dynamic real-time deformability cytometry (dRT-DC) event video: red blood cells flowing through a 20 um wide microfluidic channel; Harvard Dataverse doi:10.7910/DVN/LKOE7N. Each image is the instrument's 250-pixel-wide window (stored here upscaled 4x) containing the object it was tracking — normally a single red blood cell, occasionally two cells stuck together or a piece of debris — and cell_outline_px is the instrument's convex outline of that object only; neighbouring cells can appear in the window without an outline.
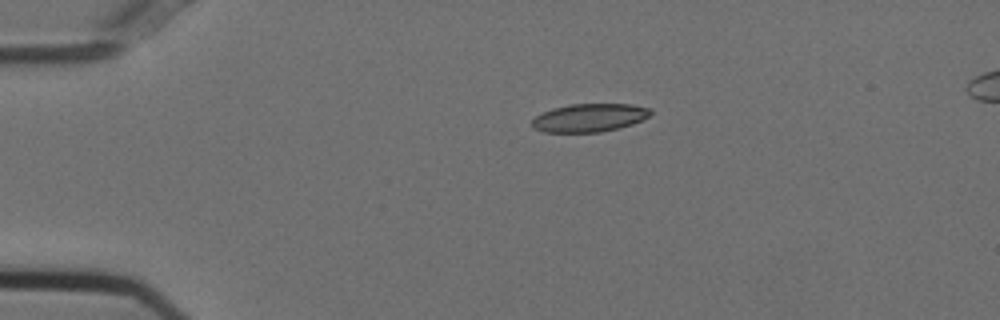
{"species": "Egyptian fruit bat (a non-hibernating species)", "species_latin": "Rousettus aegyptiacus", "temperature_condition": "cold", "stored_images_in_passage": 44, "camera_frame_rate_fps": 3000, "um_per_image_px": 0.085, "animal": {"sex": "female"}, "frame": {"image": 1, "passage_image": 1, "time_ms": 0.0, "image_size_px": [1000, 320], "cell_outline_px": [[652, 112], [648, 116], [632, 124], [600, 132], [544, 132], [532, 128], [532, 120], [536, 116], [552, 108], [568, 104], [632, 104], [652, 108]], "centroid_in_image_um": [50.08, 10.0], "position_along_channel_um": 34.9, "area_um2": 19.42}}
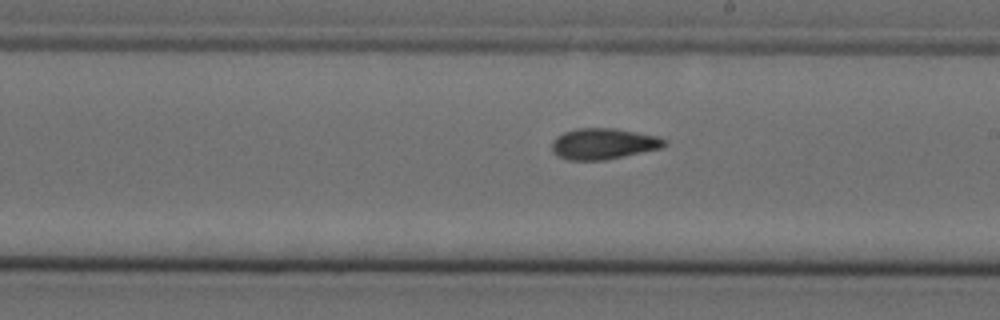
{"frame": {"image": 2, "passage_image": 21, "time_ms": 6.667, "image_size_px": [1000, 320], "cell_outline_px": [[668, 144], [664, 148], [604, 160], [568, 160], [556, 156], [552, 152], [552, 140], [556, 136], [564, 132], [576, 128], [616, 128], [660, 136], [668, 140]], "centroid_in_image_um": [51.33, 12.21], "position_along_channel_um": 237.7, "area_um2": 20.81}}
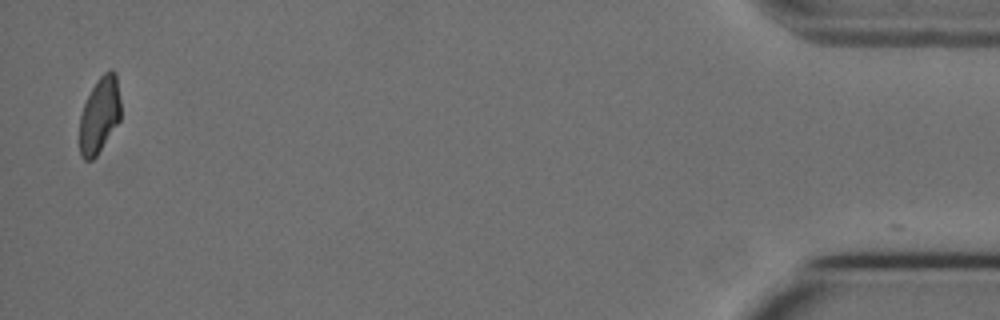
{"frame": {"image": 3, "passage_image": 43, "time_ms": 14.0, "image_size_px": [1000, 320], "cell_outline_px": [[120, 120], [96, 156], [92, 160], [84, 160], [80, 156], [80, 116], [84, 104], [92, 88], [100, 76], [108, 68], [112, 68], [116, 72], [120, 100]], "centroid_in_image_um": [8.47, 9.76], "position_along_channel_um": 426.7, "area_um2": 18.21}, "authors_computed_cell_mechanics": {"area_um2": 19.941, "velocity_mm_per_s": 3.7369, "shape_relaxation_time_tau1_ms": null, "shape_relaxation_time_tau2_ms": 4.0554, "deformation_change_tau1": null, "deformation_change_tau2": 0.0878}}